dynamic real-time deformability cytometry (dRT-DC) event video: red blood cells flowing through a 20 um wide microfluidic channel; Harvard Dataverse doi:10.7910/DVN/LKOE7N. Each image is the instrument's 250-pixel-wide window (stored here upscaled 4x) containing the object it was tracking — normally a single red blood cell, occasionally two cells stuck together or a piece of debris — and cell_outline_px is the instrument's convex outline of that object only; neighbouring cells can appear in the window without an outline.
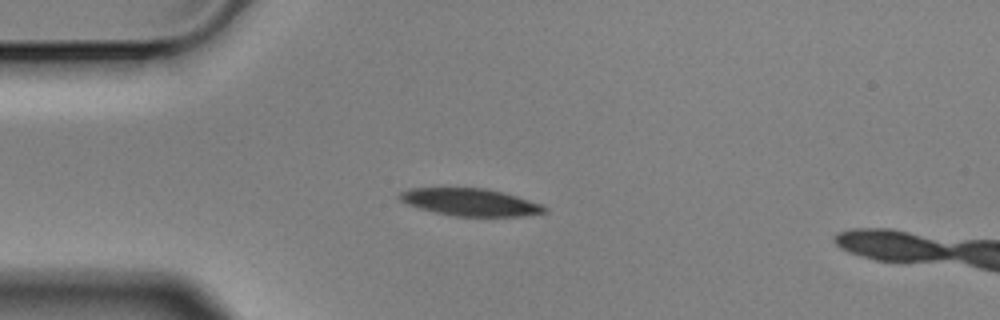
{"species": "Egyptian fruit bat (a non-hibernating species)", "species_latin": "Rousettus aegyptiacus", "temperature_condition": "cold", "stored_images_in_passage": 4, "camera_frame_rate_fps": 3000, "um_per_image_px": 0.085, "animal": {"sex": "male"}, "frame": {"image": 1, "passage_image": 3, "time_ms": 0.667, "image_size_px": [1000, 320], "cell_outline_px": [[548, 208], [544, 212], [524, 216], [456, 216], [436, 212], [420, 208], [408, 204], [400, 200], [400, 192], [412, 188], [484, 188], [516, 196], [540, 204]], "centroid_in_image_um": [39.97, 17.18], "position_along_channel_um": 45.0, "area_um2": 22.6}}